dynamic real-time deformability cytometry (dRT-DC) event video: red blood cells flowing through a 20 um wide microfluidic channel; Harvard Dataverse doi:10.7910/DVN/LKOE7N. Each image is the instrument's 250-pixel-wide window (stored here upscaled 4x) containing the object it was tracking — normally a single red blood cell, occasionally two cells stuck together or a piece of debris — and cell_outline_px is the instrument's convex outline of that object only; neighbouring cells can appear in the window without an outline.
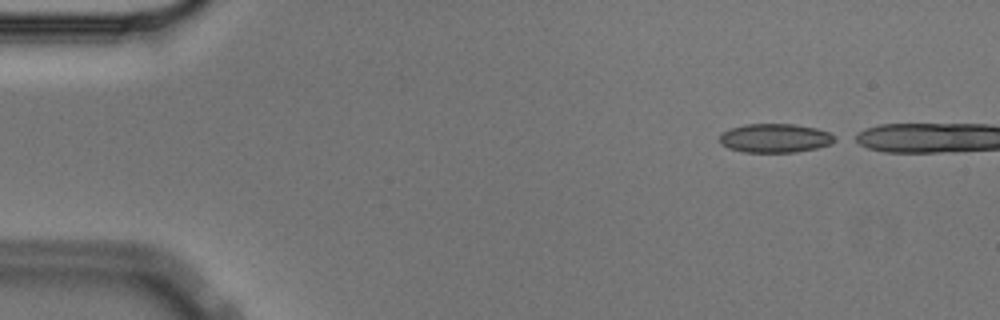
{"species": "Egyptian fruit bat (a non-hibernating species)", "species_latin": "Rousettus aegyptiacus", "temperature_condition": "cold", "stored_images_in_passage": 4, "camera_frame_rate_fps": 3000, "um_per_image_px": 0.085, "animal": {"sex": "male"}, "frame": {"image": 1, "passage_image": 1, "time_ms": 0.0, "image_size_px": [1000, 320], "cell_outline_px": [[840, 140], [832, 144], [816, 148], [796, 152], [744, 152], [728, 148], [720, 144], [720, 136], [724, 132], [732, 128], [744, 124], [796, 124], [816, 128], [828, 132], [836, 136]], "centroid_in_image_um": [65.94, 11.74], "position_along_channel_um": 19.1, "area_um2": 19.54}}